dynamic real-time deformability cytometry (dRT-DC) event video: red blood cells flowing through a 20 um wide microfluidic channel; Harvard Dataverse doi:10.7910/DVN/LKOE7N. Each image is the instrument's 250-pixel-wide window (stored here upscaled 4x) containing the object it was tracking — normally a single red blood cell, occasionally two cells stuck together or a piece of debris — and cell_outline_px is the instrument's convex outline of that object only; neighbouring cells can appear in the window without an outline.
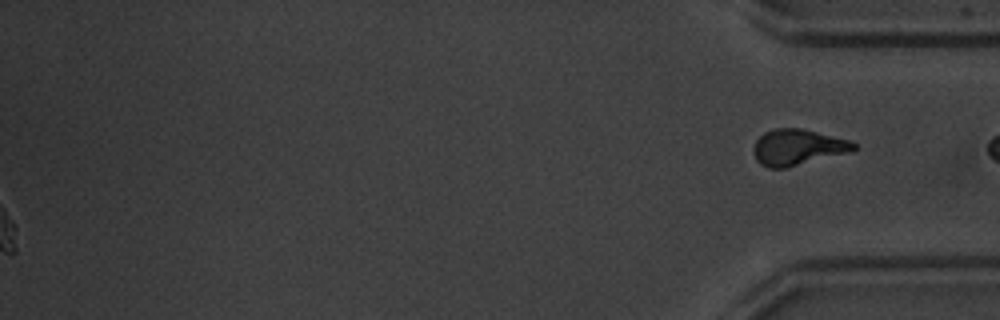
{"species": "common noctule bat (a hibernating species)", "species_latin": "Nyctalus noctula", "temperature_condition": "warm", "stored_images_in_passage": 55, "segment_of_instrument_passage": [2, 2], "camera_frame_rate_fps": 3000, "um_per_image_px": 0.085, "animal": {"sex": "male", "body_mass_g": 20.1, "forearm_length_mm": 53.5}, "frame": {"image": 1, "passage_image": 55, "time_ms": 18.0, "image_size_px": [1000, 320], "cell_outline_px": [[856, 148], [852, 152], [784, 168], [768, 168], [760, 164], [756, 160], [752, 152], [752, 148], [756, 140], [764, 132], [776, 128], [800, 128], [848, 140], [856, 144]], "centroid_in_image_um": [67.76, 12.53], "position_along_channel_um": 367.4, "area_um2": 20.98}}